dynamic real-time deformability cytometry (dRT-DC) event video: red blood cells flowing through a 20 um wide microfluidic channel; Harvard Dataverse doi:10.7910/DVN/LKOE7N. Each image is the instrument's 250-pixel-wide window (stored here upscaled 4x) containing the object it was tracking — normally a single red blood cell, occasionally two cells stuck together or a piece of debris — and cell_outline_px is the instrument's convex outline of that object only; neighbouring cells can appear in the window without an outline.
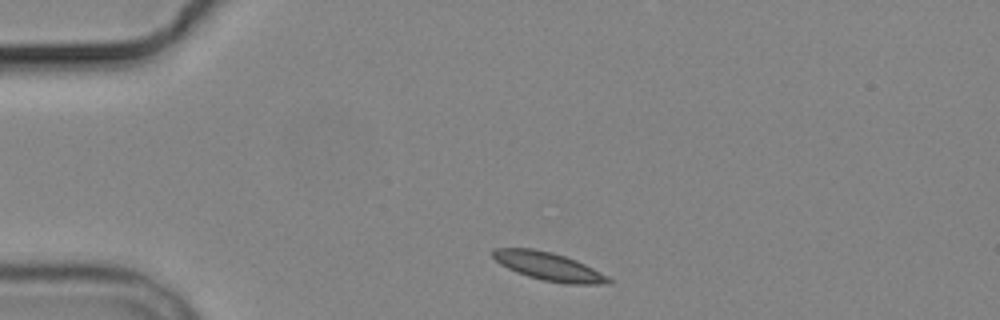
{"species": "common noctule bat (a hibernating species)", "species_latin": "Nyctalus noctula", "temperature_condition": "cold", "stored_images_in_passage": 2, "camera_frame_rate_fps": 3000, "um_per_image_px": 0.085, "animal": {"sex": "male", "body_mass_g": 19.2, "forearm_length_mm": 51.8}, "frame": {"image": 1, "passage_image": 1, "time_ms": 0.0, "image_size_px": [1000, 320], "cell_outline_px": [[612, 284], [564, 284], [544, 280], [528, 276], [516, 272], [500, 264], [492, 256], [492, 248], [532, 248], [552, 252], [576, 260], [608, 276], [612, 280]], "centroid_in_image_um": [46.63, 22.65], "position_along_channel_um": 38.4, "area_um2": 18.96}}